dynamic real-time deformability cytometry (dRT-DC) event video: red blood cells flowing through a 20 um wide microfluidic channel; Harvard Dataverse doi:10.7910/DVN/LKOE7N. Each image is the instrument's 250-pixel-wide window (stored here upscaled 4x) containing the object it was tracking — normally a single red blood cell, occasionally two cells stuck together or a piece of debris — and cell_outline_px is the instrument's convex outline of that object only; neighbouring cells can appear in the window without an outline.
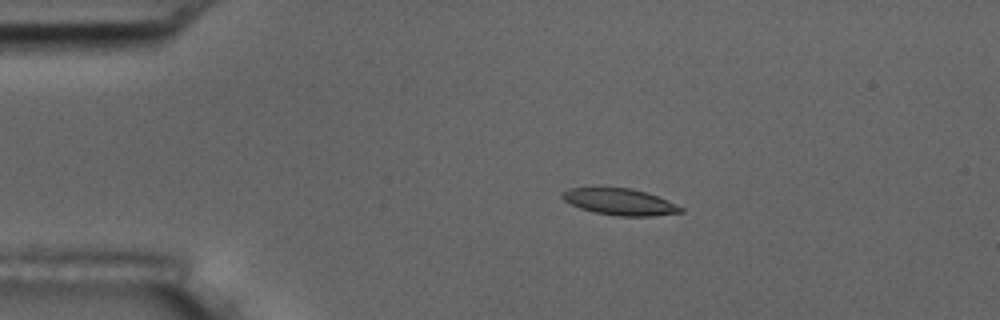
{"species": "common noctule bat (a hibernating species)", "species_latin": "Nyctalus noctula", "temperature_condition": "room temperature", "stored_images_in_passage": 7, "camera_frame_rate_fps": 3000, "um_per_image_px": 0.085, "animal": {"sex": "male", "body_mass_g": 17.5, "forearm_length_mm": 52.3}, "frame": {"image": 1, "passage_image": 2, "time_ms": 1.333, "image_size_px": [1000, 320], "cell_outline_px": [[684, 212], [652, 216], [616, 216], [596, 212], [580, 208], [564, 200], [560, 196], [568, 188], [632, 188], [656, 196], [676, 204], [684, 208]], "centroid_in_image_um": [52.7, 17.16], "position_along_channel_um": 32.3, "area_um2": 18.03}}
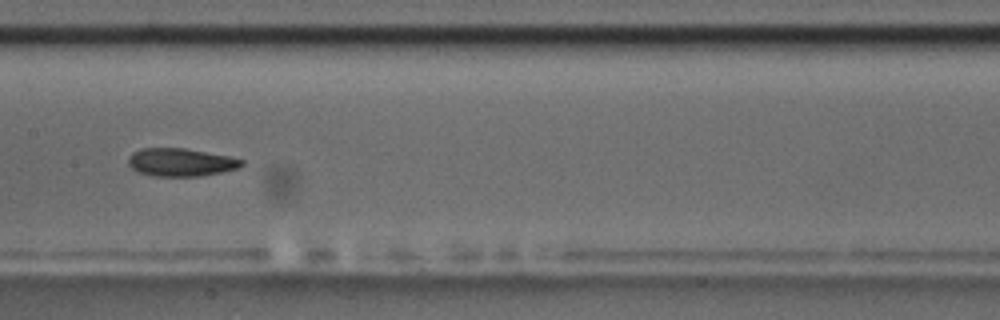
{"frame": {"image": 2, "passage_image": 7, "time_ms": 7.0, "image_size_px": [1000, 320], "cell_outline_px": [[244, 164], [240, 168], [200, 176], [152, 176], [136, 172], [128, 164], [128, 156], [132, 152], [140, 148], [184, 148], [228, 156], [244, 160]], "centroid_in_image_um": [15.33, 13.79], "position_along_channel_um": 192.1, "area_um2": 18.61}}